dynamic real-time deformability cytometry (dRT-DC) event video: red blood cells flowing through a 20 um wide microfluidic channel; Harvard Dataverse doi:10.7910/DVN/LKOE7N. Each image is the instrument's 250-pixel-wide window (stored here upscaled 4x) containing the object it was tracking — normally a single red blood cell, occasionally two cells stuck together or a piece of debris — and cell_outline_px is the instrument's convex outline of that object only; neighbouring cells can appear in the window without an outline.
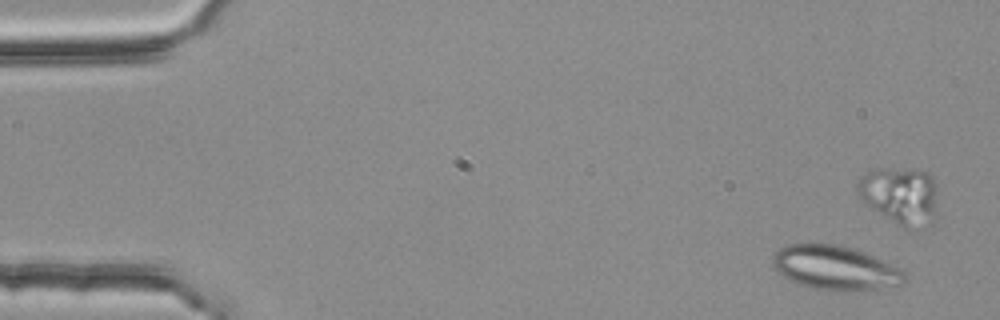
{"species": "common noctule bat (a hibernating species)", "species_latin": "Nyctalus noctula", "temperature_condition": "room temperature", "stored_images_in_passage": 3, "camera_frame_rate_fps": 3000, "um_per_image_px": 0.085, "animal": {"sex": "female", "body_mass_g": 25.1}, "frame": {"image": 1, "passage_image": 1, "time_ms": 0.0, "image_size_px": [1000, 320], "cell_outline_px": [[908, 280], [904, 284], [876, 288], [844, 292], [812, 288], [788, 280], [772, 268], [772, 256], [784, 244], [844, 244], [856, 248], [908, 272]], "centroid_in_image_um": [71.0, 22.76], "position_along_channel_um": 14.0, "area_um2": 34.56}}